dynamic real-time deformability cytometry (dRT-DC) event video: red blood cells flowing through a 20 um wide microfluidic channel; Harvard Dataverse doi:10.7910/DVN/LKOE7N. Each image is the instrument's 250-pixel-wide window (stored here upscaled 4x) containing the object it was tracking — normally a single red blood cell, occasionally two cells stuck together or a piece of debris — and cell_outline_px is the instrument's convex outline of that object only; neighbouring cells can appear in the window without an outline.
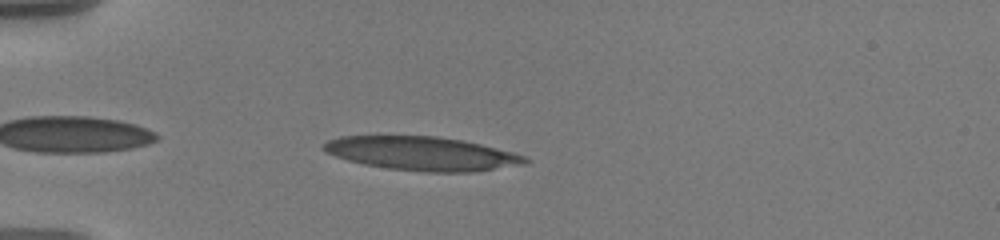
{"species": "human", "species_latin": "Homo sapiens", "temperature_condition": "warm", "stored_images_in_passage": 21, "camera_frame_rate_fps": 3000, "um_per_image_px": 0.085, "donor": {"sex": "male"}, "frame": {"image": 1, "passage_image": 5, "time_ms": 1.0, "image_size_px": [1000, 240], "cell_outline_px": [[532, 160], [528, 164], [476, 172], [424, 172], [388, 168], [364, 164], [348, 160], [324, 152], [320, 148], [328, 140], [340, 136], [376, 132], [436, 136], [464, 140], [512, 152], [524, 156]], "centroid_in_image_um": [35.79, 13.0], "position_along_channel_um": 49.2, "area_um2": 41.27}}
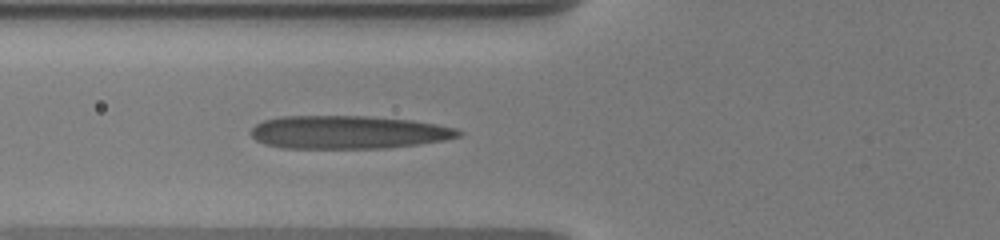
{"frame": {"image": 2, "passage_image": 18, "time_ms": 3.0, "image_size_px": [1000, 240], "cell_outline_px": [[464, 132], [460, 136], [444, 140], [388, 148], [280, 148], [264, 144], [256, 140], [248, 132], [256, 124], [264, 120], [280, 116], [368, 116], [412, 120], [436, 124], [456, 128]], "centroid_in_image_um": [29.57, 11.24], "position_along_channel_um": 96.2, "area_um2": 40.29}}